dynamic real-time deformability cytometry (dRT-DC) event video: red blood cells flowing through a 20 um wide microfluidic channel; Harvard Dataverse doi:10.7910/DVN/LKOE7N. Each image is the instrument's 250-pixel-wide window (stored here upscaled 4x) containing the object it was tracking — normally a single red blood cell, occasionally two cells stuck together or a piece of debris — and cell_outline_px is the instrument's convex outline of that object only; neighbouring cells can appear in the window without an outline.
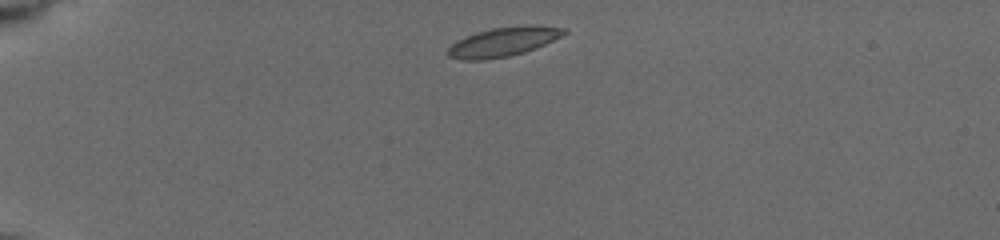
{"species": "common noctule bat (a hibernating species)", "species_latin": "Nyctalus noctula", "temperature_condition": "cold", "stored_images_in_passage": 7, "camera_frame_rate_fps": 3000, "um_per_image_px": 0.085, "animal": {"sex": "female", "body_mass_g": 19.5, "forearm_length_mm": 54.1}, "frame": {"image": 1, "passage_image": 1, "time_ms": 0.0, "image_size_px": [1000, 240], "cell_outline_px": [[568, 32], [536, 48], [524, 52], [508, 56], [484, 60], [460, 60], [448, 56], [448, 48], [452, 44], [464, 36], [476, 32], [492, 28], [524, 24], [536, 24], [568, 28]], "centroid_in_image_um": [42.8, 3.53], "position_along_channel_um": 42.2, "area_um2": 20.0}}
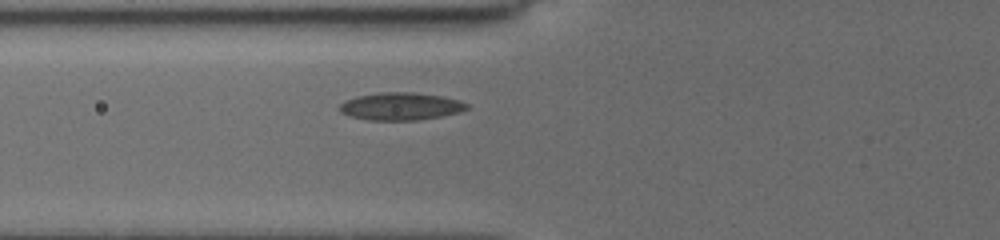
{"frame": {"image": 2, "passage_image": 4, "time_ms": 2.667, "image_size_px": [1000, 240], "cell_outline_px": [[468, 108], [460, 112], [440, 116], [416, 120], [368, 120], [348, 116], [340, 112], [340, 104], [344, 100], [356, 96], [380, 92], [416, 92], [444, 96], [460, 100], [468, 104]], "centroid_in_image_um": [34.05, 9.03], "position_along_channel_um": 91.8, "area_um2": 20.63}}
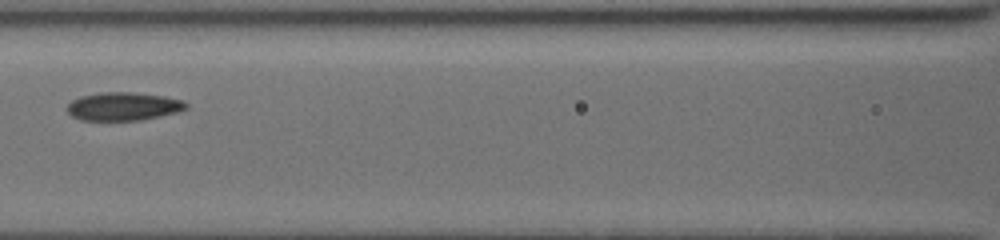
{"frame": {"image": 3, "passage_image": 6, "time_ms": 4.333, "image_size_px": [1000, 240], "cell_outline_px": [[188, 108], [180, 112], [140, 120], [80, 120], [72, 116], [64, 108], [72, 100], [80, 96], [100, 92], [132, 92], [164, 96], [184, 100], [188, 104]], "centroid_in_image_um": [10.49, 9.04], "position_along_channel_um": 156.1, "area_um2": 19.83}}